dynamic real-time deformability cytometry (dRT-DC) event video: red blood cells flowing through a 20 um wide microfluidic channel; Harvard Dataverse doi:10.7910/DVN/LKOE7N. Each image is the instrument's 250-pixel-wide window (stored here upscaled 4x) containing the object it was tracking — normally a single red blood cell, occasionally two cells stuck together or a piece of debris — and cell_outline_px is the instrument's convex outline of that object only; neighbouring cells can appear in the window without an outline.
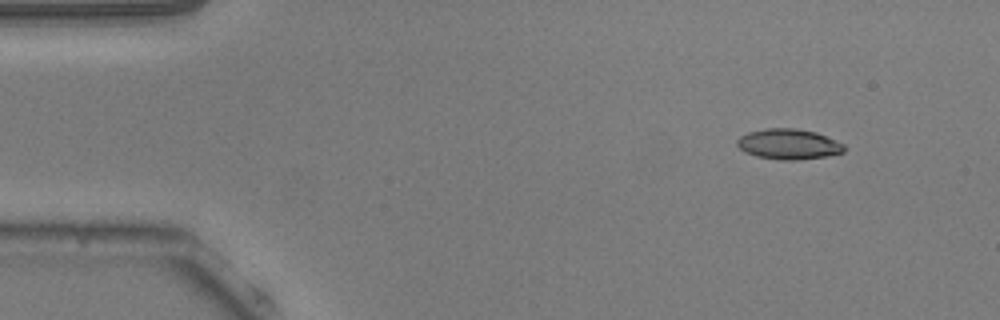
{"species": "common noctule bat (a hibernating species)", "species_latin": "Nyctalus noctula", "temperature_condition": "warm", "stored_images_in_passage": 6, "camera_frame_rate_fps": 3000, "um_per_image_px": 0.085, "animal": {"sex": "male", "body_mass_g": 20.5, "forearm_length_mm": 52.5}, "frame": {"image": 1, "passage_image": 1, "time_ms": 0.0, "image_size_px": [1000, 320], "cell_outline_px": [[844, 152], [828, 156], [796, 160], [780, 160], [756, 156], [744, 152], [736, 144], [736, 140], [740, 136], [748, 132], [764, 128], [796, 128], [816, 132], [844, 144]], "centroid_in_image_um": [67.01, 12.25], "position_along_channel_um": 18.0, "area_um2": 19.07}}